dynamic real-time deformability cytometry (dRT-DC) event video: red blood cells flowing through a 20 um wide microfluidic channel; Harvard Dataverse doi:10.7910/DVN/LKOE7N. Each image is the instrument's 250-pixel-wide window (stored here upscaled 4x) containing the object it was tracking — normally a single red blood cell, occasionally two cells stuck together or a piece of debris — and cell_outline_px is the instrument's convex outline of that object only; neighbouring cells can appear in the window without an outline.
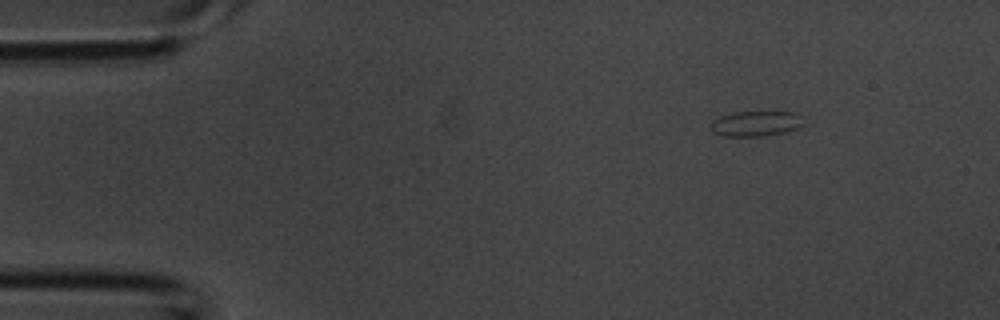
{"species": "common noctule bat (a hibernating species)", "species_latin": "Nyctalus noctula", "temperature_condition": "room temperature", "stored_images_in_passage": 4, "camera_frame_rate_fps": 3000, "um_per_image_px": 0.085, "animal": {"sex": "male", "body_mass_g": 20.1, "forearm_length_mm": 53.5}, "frame": {"image": 1, "passage_image": 1, "time_ms": 0.0, "image_size_px": [1000, 320], "cell_outline_px": [[804, 124], [788, 132], [760, 136], [724, 136], [712, 132], [712, 120], [720, 116], [732, 112], [796, 112], [800, 116]], "centroid_in_image_um": [64.25, 10.5], "position_along_channel_um": 20.8, "area_um2": 13.64}}
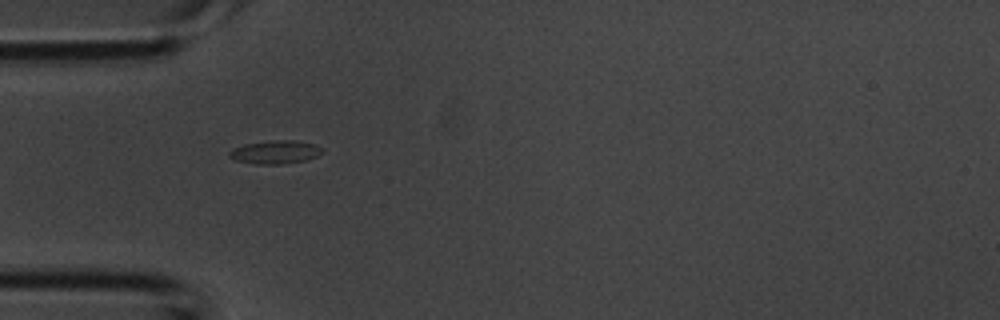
{"frame": {"image": 2, "passage_image": 3, "time_ms": 0.667, "image_size_px": [1000, 320], "cell_outline_px": [[324, 152], [316, 156], [304, 160], [284, 164], [256, 164], [236, 160], [228, 156], [228, 152], [232, 148], [244, 144], [272, 140], [292, 140], [316, 144]], "centroid_in_image_um": [23.37, 12.92], "position_along_channel_um": 61.6, "area_um2": 12.6}}
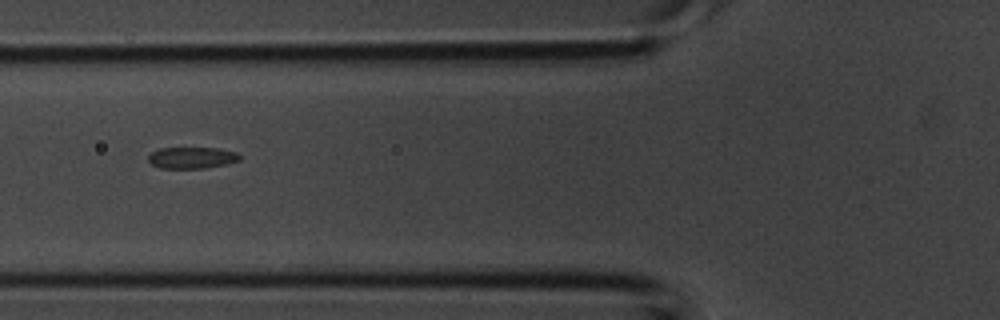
{"frame": {"image": 3, "passage_image": 4, "time_ms": 1.0, "image_size_px": [1000, 320], "cell_outline_px": [[240, 160], [228, 164], [204, 168], [160, 168], [152, 164], [148, 160], [148, 156], [152, 152], [160, 148], [216, 148], [236, 152], [240, 156]], "centroid_in_image_um": [16.31, 13.41], "position_along_channel_um": 109.5, "area_um2": 11.39}}